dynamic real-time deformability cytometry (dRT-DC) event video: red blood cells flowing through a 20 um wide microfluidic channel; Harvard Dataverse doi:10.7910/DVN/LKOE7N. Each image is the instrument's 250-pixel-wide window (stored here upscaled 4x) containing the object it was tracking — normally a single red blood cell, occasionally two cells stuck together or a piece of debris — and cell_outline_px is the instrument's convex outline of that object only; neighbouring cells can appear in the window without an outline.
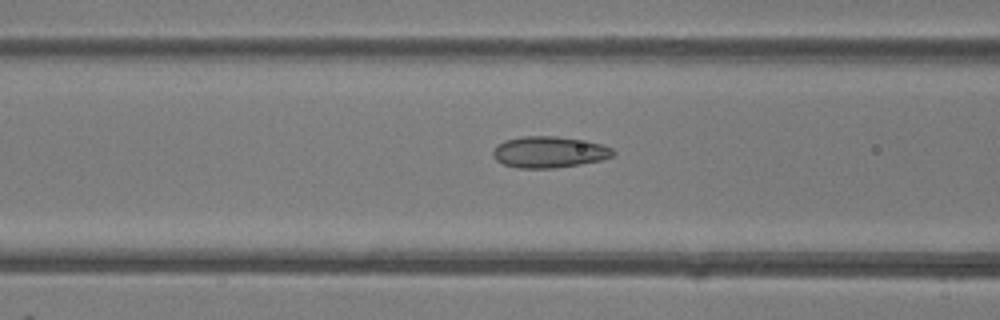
{"species": "common noctule bat (a hibernating species)", "species_latin": "Nyctalus noctula", "temperature_condition": "room temperature", "stored_images_in_passage": 50, "camera_frame_rate_fps": 3000, "um_per_image_px": 0.085, "animal": {"sex": "female"}, "frame": {"image": 1, "passage_image": 20, "time_ms": 6.333, "image_size_px": [1000, 320], "cell_outline_px": [[616, 152], [612, 156], [600, 160], [580, 164], [556, 168], [516, 168], [504, 164], [496, 160], [492, 156], [492, 152], [496, 144], [504, 140], [524, 136], [556, 136], [600, 144], [612, 148]], "centroid_in_image_um": [46.62, 12.93], "position_along_channel_um": 120.0, "area_um2": 21.85}}
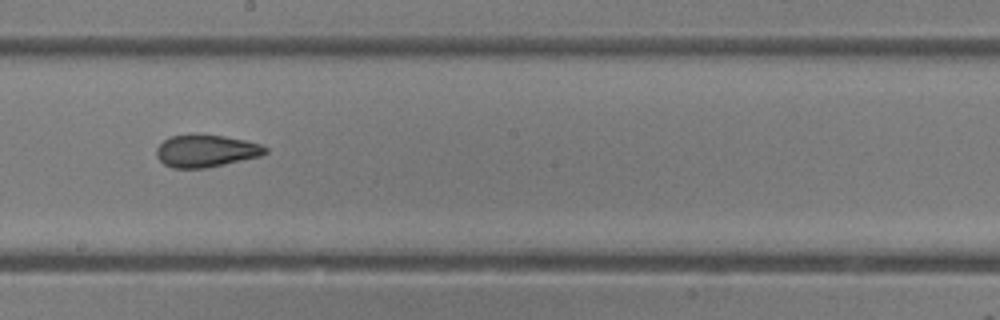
{"frame": {"image": 2, "passage_image": 28, "time_ms": 9.0, "image_size_px": [1000, 320], "cell_outline_px": [[268, 152], [260, 156], [208, 168], [172, 168], [164, 164], [156, 156], [156, 148], [164, 140], [172, 136], [224, 136], [244, 140], [260, 144], [268, 148]], "centroid_in_image_um": [17.52, 12.86], "position_along_channel_um": 230.7, "area_um2": 20.11}}
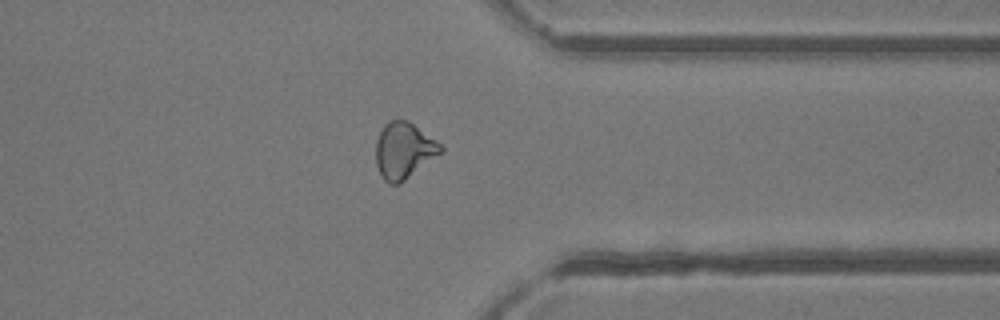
{"frame": {"image": 3, "passage_image": 39, "time_ms": 12.667, "image_size_px": [1000, 320], "cell_outline_px": [[444, 152], [400, 184], [388, 184], [384, 180], [376, 164], [376, 140], [384, 124], [388, 120], [408, 120], [436, 140], [444, 148]], "centroid_in_image_um": [34.34, 12.8], "position_along_channel_um": 377.1, "area_um2": 21.44}, "authors_computed_cell_mechanics": {"area_um2": 21.7039, "velocity_mm_per_s": 4.1427, "shape_relaxation_time_tau1_ms": null, "shape_relaxation_time_tau2_ms": 1.5107, "deformation_change_tau1": null, "deformation_change_tau2": 0.0806}}